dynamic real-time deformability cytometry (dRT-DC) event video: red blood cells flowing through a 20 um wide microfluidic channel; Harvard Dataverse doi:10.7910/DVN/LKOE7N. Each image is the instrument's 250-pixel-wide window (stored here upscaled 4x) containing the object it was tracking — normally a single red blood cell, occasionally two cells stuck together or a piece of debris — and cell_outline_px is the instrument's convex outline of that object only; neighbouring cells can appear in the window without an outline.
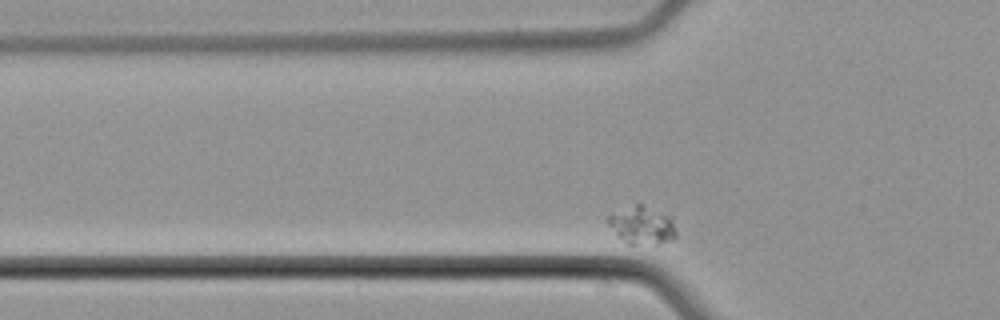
{"species": "common noctule bat (a hibernating species)", "species_latin": "Nyctalus noctula", "temperature_condition": "cold", "stored_images_in_passage": 34, "camera_frame_rate_fps": 3000, "um_per_image_px": 0.085, "animal": {"sex": "male", "body_mass_g": 21.5, "forearm_length_mm": 52.0}, "frame": {"image": 1, "passage_image": 5, "time_ms": 1.333, "image_size_px": [1000, 320], "cell_outline_px": [[676, 236], [672, 240], [656, 244], [628, 244], [604, 220], [608, 216], [636, 204], [640, 204], [668, 216], [672, 220], [676, 232]], "centroid_in_image_um": [54.58, 19.17], "position_along_channel_um": 71.2, "area_um2": 14.45}}
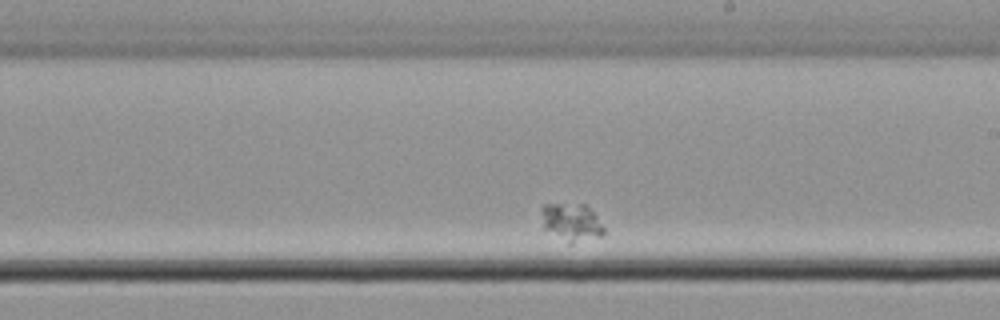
{"frame": {"image": 2, "passage_image": 21, "time_ms": 6.667, "image_size_px": [1000, 320], "cell_outline_px": [[604, 232], [600, 236], [572, 244], [568, 244], [544, 228], [540, 208], [544, 204], [584, 204], [596, 216], [604, 228]], "centroid_in_image_um": [48.55, 18.9], "position_along_channel_um": 240.5, "area_um2": 13.64}}
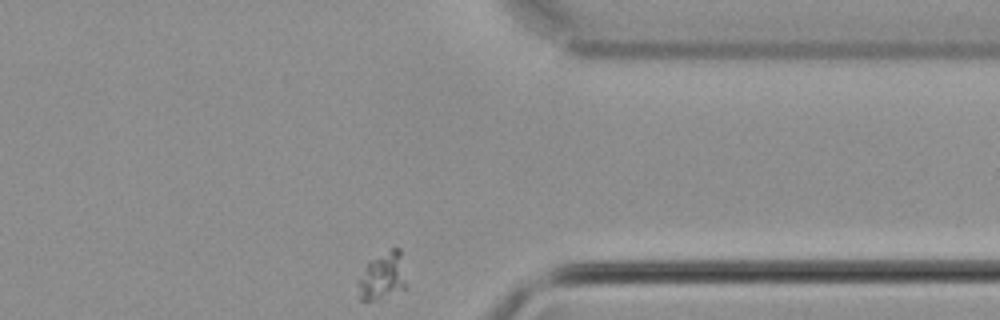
{"frame": {"image": 3, "passage_image": 34, "time_ms": 11.0, "image_size_px": [1000, 320], "cell_outline_px": [[404, 288], [376, 300], [360, 300], [360, 280], [368, 264], [372, 260], [392, 248], [400, 248], [404, 284]], "centroid_in_image_um": [32.52, 23.47], "position_along_channel_um": 378.9, "area_um2": 12.14}}